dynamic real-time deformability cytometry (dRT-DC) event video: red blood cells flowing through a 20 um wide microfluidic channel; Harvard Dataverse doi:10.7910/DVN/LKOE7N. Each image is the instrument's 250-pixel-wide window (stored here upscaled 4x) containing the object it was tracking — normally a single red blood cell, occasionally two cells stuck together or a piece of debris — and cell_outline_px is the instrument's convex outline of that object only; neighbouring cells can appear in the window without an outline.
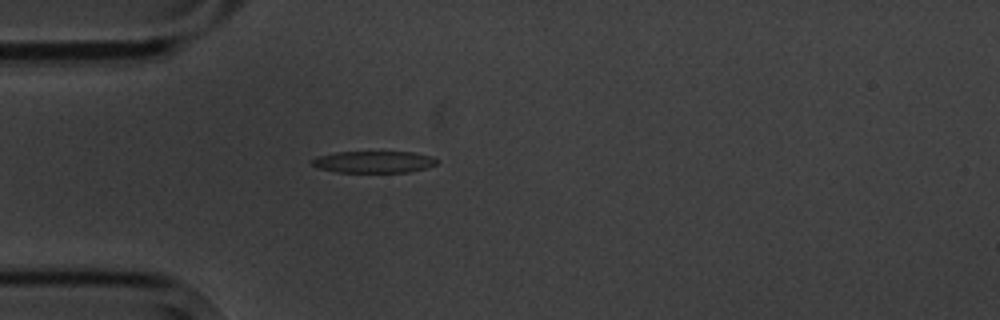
{"species": "common noctule bat (a hibernating species)", "species_latin": "Nyctalus noctula", "temperature_condition": "cold", "stored_images_in_passage": 1, "camera_frame_rate_fps": 3000, "um_per_image_px": 0.085, "animal": {"sex": "male", "body_mass_g": 20.1, "forearm_length_mm": 53.5}, "frame": {"image": 1, "passage_image": 1, "time_ms": 0.0, "image_size_px": [1000, 320], "cell_outline_px": [[436, 164], [428, 168], [408, 172], [336, 172], [316, 168], [312, 164], [312, 160], [316, 156], [336, 152], [412, 152], [432, 156], [436, 160]], "centroid_in_image_um": [31.74, 13.76], "position_along_channel_um": 53.3, "area_um2": 15.9}}